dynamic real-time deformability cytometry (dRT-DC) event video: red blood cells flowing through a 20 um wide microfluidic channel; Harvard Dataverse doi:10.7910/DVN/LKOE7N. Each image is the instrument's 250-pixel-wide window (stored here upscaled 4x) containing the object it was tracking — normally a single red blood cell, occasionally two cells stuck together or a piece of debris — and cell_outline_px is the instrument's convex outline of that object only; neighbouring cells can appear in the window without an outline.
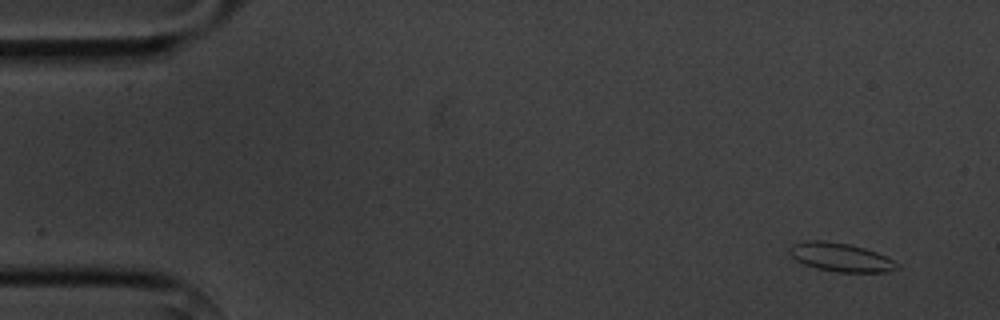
{"species": "common noctule bat (a hibernating species)", "species_latin": "Nyctalus noctula", "temperature_condition": "cold", "stored_images_in_passage": 4, "camera_frame_rate_fps": 3000, "um_per_image_px": 0.085, "animal": {"sex": "male", "body_mass_g": 20.1, "forearm_length_mm": 53.5}, "frame": {"image": 1, "passage_image": 1, "time_ms": 0.0, "image_size_px": [1000, 320], "cell_outline_px": [[900, 268], [888, 272], [836, 272], [816, 268], [804, 264], [796, 260], [788, 252], [788, 248], [792, 244], [808, 240], [824, 240], [848, 244], [864, 248], [876, 252], [900, 264]], "centroid_in_image_um": [71.44, 21.87], "position_along_channel_um": 13.6, "area_um2": 17.98}}